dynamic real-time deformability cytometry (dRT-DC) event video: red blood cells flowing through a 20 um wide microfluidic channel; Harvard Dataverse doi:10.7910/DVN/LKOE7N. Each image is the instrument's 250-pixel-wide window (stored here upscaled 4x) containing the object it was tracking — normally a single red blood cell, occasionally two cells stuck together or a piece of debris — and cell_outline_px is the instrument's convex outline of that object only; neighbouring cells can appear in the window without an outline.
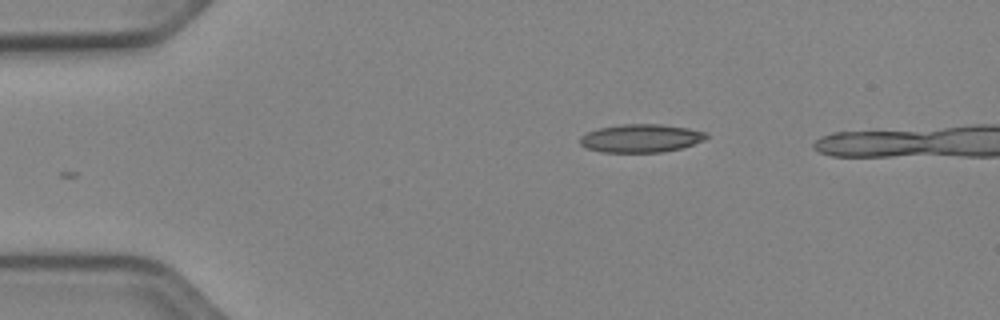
{"species": "Egyptian fruit bat (a non-hibernating species)", "species_latin": "Rousettus aegyptiacus", "temperature_condition": "cold", "stored_images_in_passage": 39, "camera_frame_rate_fps": 3000, "um_per_image_px": 0.085, "animal": {"sex": "female"}, "frame": {"image": 1, "passage_image": 1, "time_ms": 0.0, "image_size_px": [1000, 320], "cell_outline_px": [[708, 136], [704, 140], [680, 148], [664, 152], [604, 152], [588, 148], [580, 144], [580, 136], [588, 132], [600, 128], [620, 124], [660, 124], [688, 128], [708, 132]], "centroid_in_image_um": [54.5, 11.74], "position_along_channel_um": 30.5, "area_um2": 20.63}}
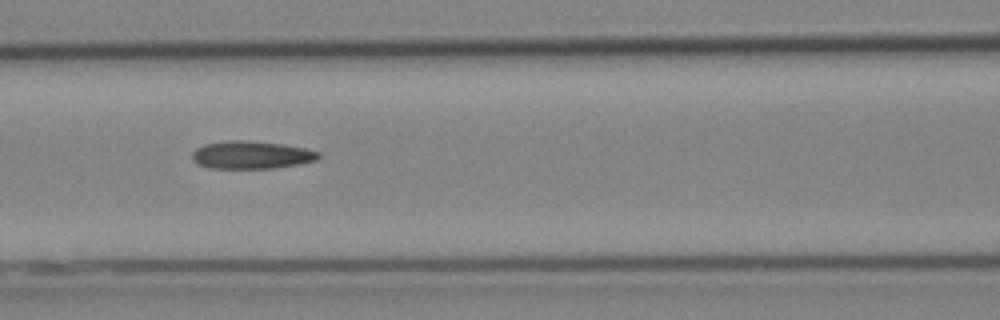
{"frame": {"image": 2, "passage_image": 14, "time_ms": 4.333, "image_size_px": [1000, 320], "cell_outline_px": [[320, 156], [316, 160], [300, 164], [272, 168], [208, 168], [192, 160], [192, 152], [196, 148], [204, 144], [228, 140], [248, 140], [284, 144], [304, 148], [320, 152]], "centroid_in_image_um": [21.36, 13.16], "position_along_channel_um": 145.2, "area_um2": 20.52}}
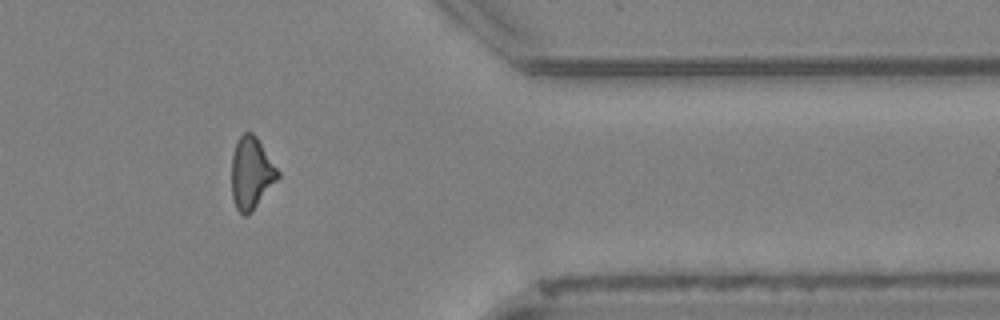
{"frame": {"image": 3, "passage_image": 34, "time_ms": 11.0, "image_size_px": [1000, 320], "cell_outline_px": [[280, 176], [252, 212], [248, 216], [244, 216], [236, 208], [232, 196], [232, 156], [236, 140], [244, 132], [252, 132], [256, 136], [280, 172]], "centroid_in_image_um": [21.36, 14.72], "position_along_channel_um": 390.0, "area_um2": 19.42}, "authors_computed_cell_mechanics": {"area_um2": 19.941, "velocity_mm_per_s": 3.933, "shape_relaxation_time_tau1_ms": null, "shape_relaxation_time_tau2_ms": 6.0208, "deformation_change_tau1": null, "deformation_change_tau2": 0.17}}